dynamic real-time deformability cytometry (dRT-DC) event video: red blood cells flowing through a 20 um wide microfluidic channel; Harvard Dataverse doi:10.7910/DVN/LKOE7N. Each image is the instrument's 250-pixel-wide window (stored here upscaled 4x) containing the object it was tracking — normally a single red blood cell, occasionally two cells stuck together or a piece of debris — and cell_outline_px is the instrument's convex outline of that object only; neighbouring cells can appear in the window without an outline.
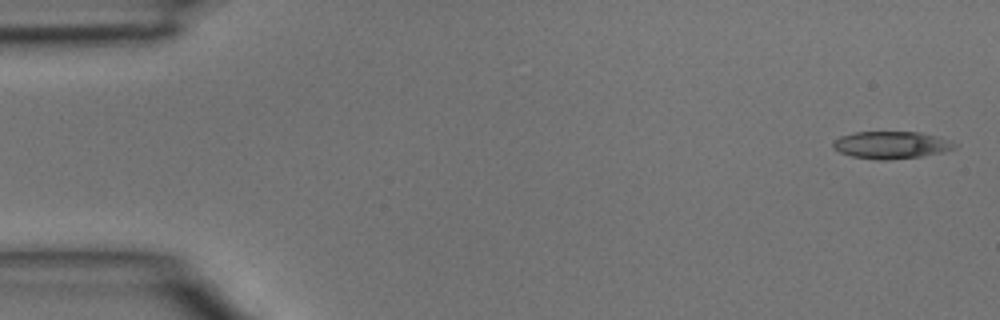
{"species": "common noctule bat (a hibernating species)", "species_latin": "Nyctalus noctula", "temperature_condition": "room temperature", "stored_images_in_passage": 3, "camera_frame_rate_fps": 3000, "um_per_image_px": 0.085, "animal": {"sex": "male", "body_mass_g": 15.6}, "frame": {"image": 1, "passage_image": 1, "time_ms": 0.0, "image_size_px": [1000, 320], "cell_outline_px": [[956, 144], [952, 148], [944, 152], [920, 156], [888, 160], [880, 160], [852, 156], [840, 152], [832, 148], [832, 140], [840, 136], [856, 132], [920, 132], [936, 136], [948, 140]], "centroid_in_image_um": [75.69, 12.32], "position_along_channel_um": 9.3, "area_um2": 19.19}}